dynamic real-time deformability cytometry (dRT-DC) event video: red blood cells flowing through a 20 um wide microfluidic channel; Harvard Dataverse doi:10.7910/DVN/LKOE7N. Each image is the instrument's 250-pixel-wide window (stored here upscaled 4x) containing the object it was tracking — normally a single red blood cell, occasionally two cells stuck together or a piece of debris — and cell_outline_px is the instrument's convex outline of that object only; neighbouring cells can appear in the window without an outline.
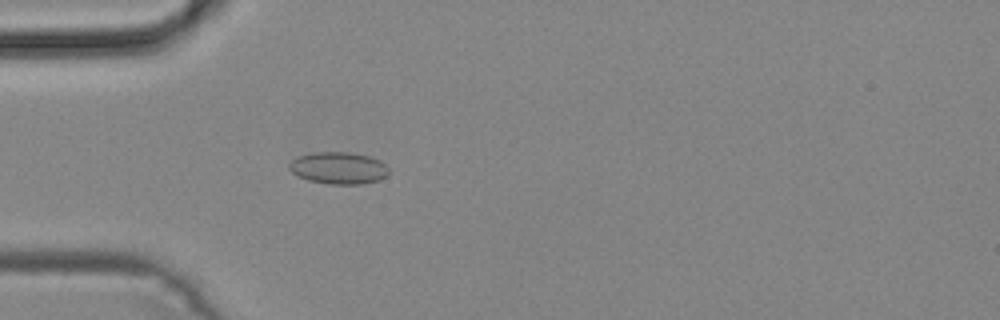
{"species": "common noctule bat (a hibernating species)", "species_latin": "Nyctalus noctula", "temperature_condition": "cold", "stored_images_in_passage": 49, "camera_frame_rate_fps": 3000, "um_per_image_px": 0.085, "animal": {"sex": "male", "body_mass_g": 19.2, "forearm_length_mm": 51.8}, "frame": {"image": 1, "passage_image": 15, "time_ms": 4.667, "image_size_px": [1000, 320], "cell_outline_px": [[388, 172], [384, 176], [376, 180], [360, 184], [332, 184], [308, 180], [296, 176], [288, 168], [288, 164], [292, 160], [300, 156], [312, 152], [348, 152], [368, 156], [380, 160], [388, 168]], "centroid_in_image_um": [28.73, 14.27], "position_along_channel_um": 56.3, "area_um2": 18.38}}
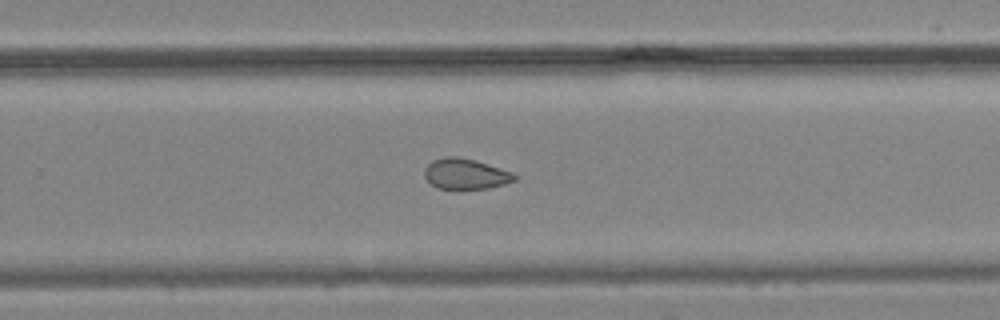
{"frame": {"image": 2, "passage_image": 32, "time_ms": 10.333, "image_size_px": [1000, 320], "cell_outline_px": [[516, 180], [504, 184], [488, 188], [436, 188], [424, 176], [424, 168], [432, 160], [444, 156], [456, 156], [476, 160], [512, 172], [516, 176]], "centroid_in_image_um": [39.55, 14.76], "position_along_channel_um": 290.2, "area_um2": 15.95}}
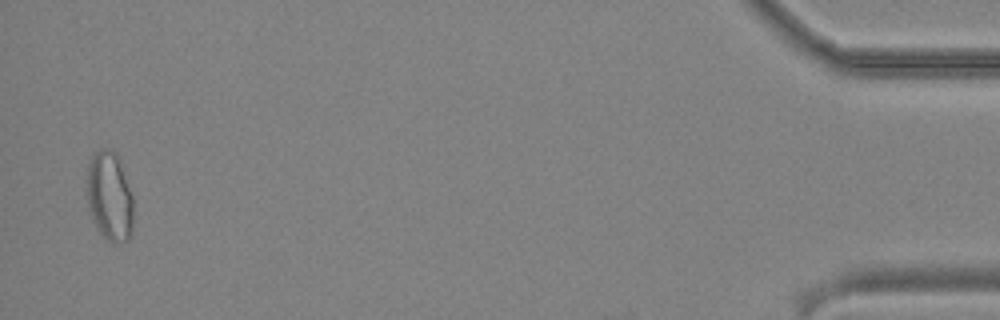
{"frame": {"image": 3, "passage_image": 48, "time_ms": 15.667, "image_size_px": [1000, 320], "cell_outline_px": [[132, 232], [128, 240], [116, 244], [108, 240], [96, 228], [88, 208], [88, 164], [92, 156], [100, 148], [112, 148], [120, 156], [132, 196]], "centroid_in_image_um": [9.33, 16.66], "position_along_channel_um": 425.9, "area_um2": 24.39}}